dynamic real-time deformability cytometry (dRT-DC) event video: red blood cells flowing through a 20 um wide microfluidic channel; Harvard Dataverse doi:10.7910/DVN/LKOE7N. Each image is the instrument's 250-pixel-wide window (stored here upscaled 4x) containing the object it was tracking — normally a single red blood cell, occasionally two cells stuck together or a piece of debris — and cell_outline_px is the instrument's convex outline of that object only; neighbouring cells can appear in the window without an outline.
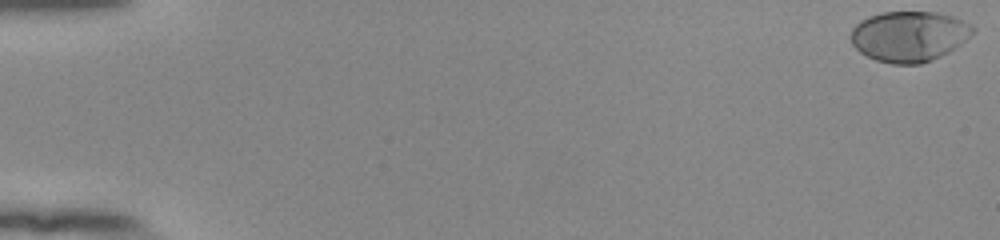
{"species": "human", "species_latin": "Homo sapiens", "temperature_condition": "room temperature", "stored_images_in_passage": 55, "camera_frame_rate_fps": 3000, "um_per_image_px": 0.085, "donor": {"sex": "female"}, "frame": {"image": 1, "passage_image": 1, "time_ms": 0.0, "image_size_px": [1000, 240], "cell_outline_px": [[980, 28], [960, 44], [948, 52], [932, 60], [920, 64], [892, 64], [876, 60], [860, 52], [852, 44], [848, 36], [852, 28], [860, 20], [868, 16], [880, 12], [936, 12], [952, 16], [972, 24]], "centroid_in_image_um": [77.27, 3.07], "position_along_channel_um": 7.7, "area_um2": 36.3}}
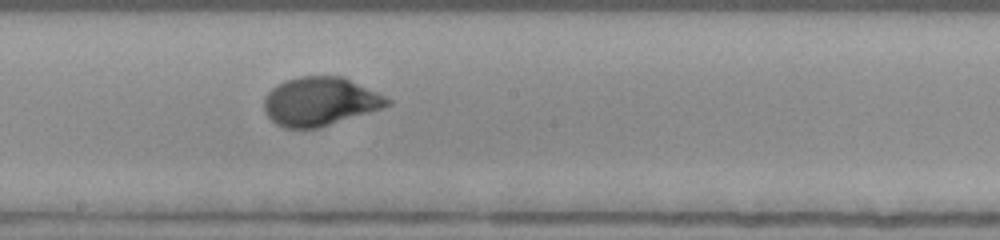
{"frame": {"image": 2, "passage_image": 32, "time_ms": 10.333, "image_size_px": [1000, 240], "cell_outline_px": [[392, 104], [320, 128], [284, 128], [276, 124], [264, 112], [264, 100], [268, 92], [276, 84], [284, 80], [300, 76], [344, 76], [392, 100]], "centroid_in_image_um": [27.17, 8.62], "position_along_channel_um": 221.0, "area_um2": 34.85}}
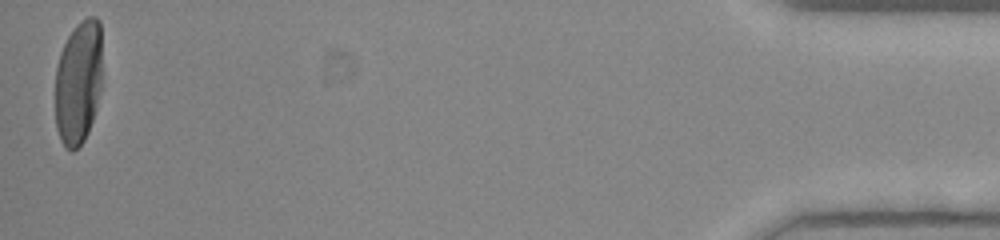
{"frame": {"image": 3, "passage_image": 55, "time_ms": 18.0, "image_size_px": [1000, 240], "cell_outline_px": [[100, 88], [96, 108], [88, 132], [84, 140], [72, 152], [64, 148], [60, 140], [56, 128], [56, 68], [60, 52], [68, 36], [76, 24], [88, 16], [96, 16], [100, 20]], "centroid_in_image_um": [6.64, 7.01], "position_along_channel_um": 428.6, "area_um2": 33.87}, "authors_computed_cell_mechanics": {"area_um2": 34.6222, "velocity_mm_per_s": 3.809, "shape_relaxation_time_tau1_ms": 2.942, "shape_relaxation_time_tau2_ms": null, "deformation_change_tau1": 0.1835, "deformation_change_tau2": null}}